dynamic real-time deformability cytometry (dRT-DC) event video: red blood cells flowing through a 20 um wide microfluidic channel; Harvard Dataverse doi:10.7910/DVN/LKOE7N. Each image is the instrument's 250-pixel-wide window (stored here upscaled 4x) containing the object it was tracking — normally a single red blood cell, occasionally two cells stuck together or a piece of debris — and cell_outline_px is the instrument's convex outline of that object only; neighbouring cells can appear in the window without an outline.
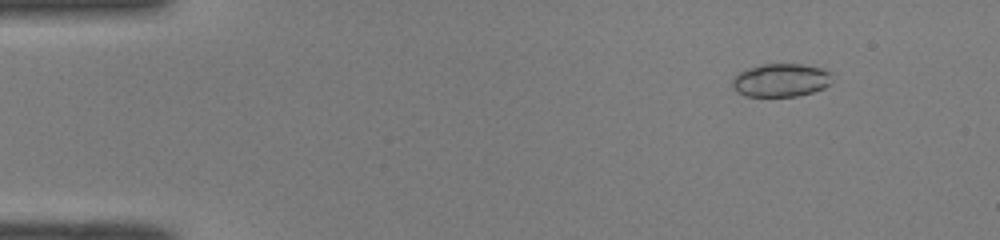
{"species": "common noctule bat (a hibernating species)", "species_latin": "Nyctalus noctula", "temperature_condition": "room temperature", "stored_images_in_passage": 50, "camera_frame_rate_fps": 3000, "um_per_image_px": 0.085, "animal": {"sex": "male", "body_mass_g": 19.0, "forearm_length_mm": 50.8}, "frame": {"image": 1, "passage_image": 6, "time_ms": 1.667, "image_size_px": [1000, 240], "cell_outline_px": [[828, 84], [824, 88], [812, 92], [796, 96], [744, 96], [736, 92], [732, 88], [732, 80], [740, 72], [748, 68], [760, 64], [800, 64], [820, 68], [828, 72]], "centroid_in_image_um": [66.28, 6.82], "position_along_channel_um": 18.7, "area_um2": 19.02}}
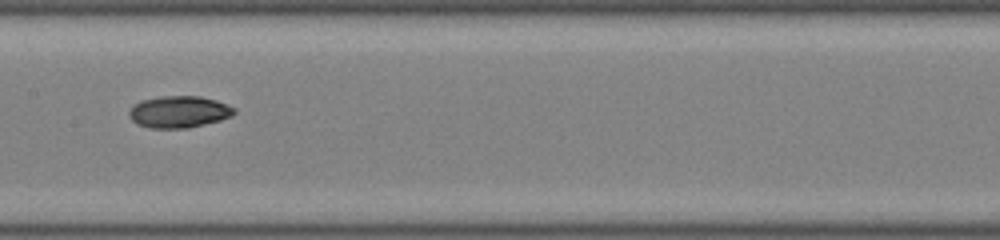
{"frame": {"image": 2, "passage_image": 26, "time_ms": 8.333, "image_size_px": [1000, 240], "cell_outline_px": [[236, 112], [232, 116], [220, 120], [188, 128], [148, 128], [136, 124], [128, 116], [128, 112], [140, 100], [160, 96], [200, 96], [216, 100], [228, 104], [236, 108]], "centroid_in_image_um": [15.22, 9.5], "position_along_channel_um": 192.2, "area_um2": 19.65}}
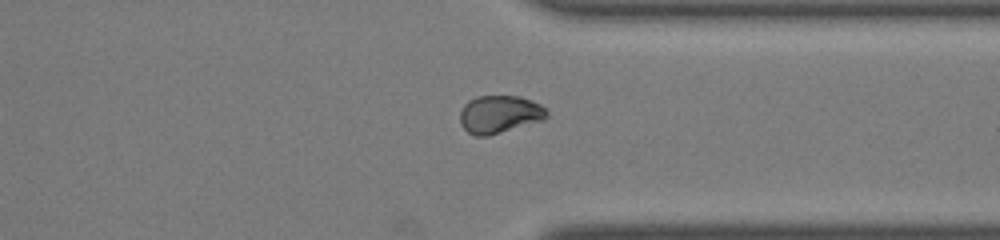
{"frame": {"image": 3, "passage_image": 39, "time_ms": 12.667, "image_size_px": [1000, 240], "cell_outline_px": [[548, 116], [544, 120], [488, 136], [476, 136], [468, 132], [460, 124], [460, 112], [464, 104], [468, 100], [476, 96], [520, 96], [532, 100], [540, 104], [548, 112]], "centroid_in_image_um": [42.46, 9.71], "position_along_channel_um": 368.9, "area_um2": 19.25}, "authors_computed_cell_mechanics": {"area_um2": 19.3052, "velocity_mm_per_s": 4.0792, "shape_relaxation_time_tau1_ms": 5.1789, "shape_relaxation_time_tau2_ms": 5.0813, "deformation_change_tau1": 0.1324, "deformation_change_tau2": 0.05}}